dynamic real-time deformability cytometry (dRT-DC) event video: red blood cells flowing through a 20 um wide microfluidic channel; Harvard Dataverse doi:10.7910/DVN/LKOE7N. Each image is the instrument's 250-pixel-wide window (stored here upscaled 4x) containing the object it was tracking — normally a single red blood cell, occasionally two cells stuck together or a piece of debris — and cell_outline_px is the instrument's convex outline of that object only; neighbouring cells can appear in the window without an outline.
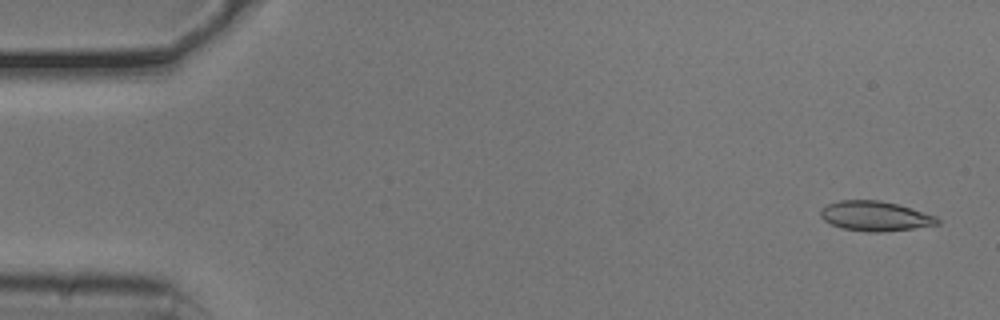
{"species": "common noctule bat (a hibernating species)", "species_latin": "Nyctalus noctula", "temperature_condition": "cold", "stored_images_in_passage": 53, "camera_frame_rate_fps": 3000, "um_per_image_px": 0.085, "animal": {"sex": "male", "body_mass_g": 20.5, "forearm_length_mm": 52.5}, "frame": {"image": 1, "passage_image": 2, "time_ms": 0.333, "image_size_px": [1000, 320], "cell_outline_px": [[940, 224], [912, 228], [880, 232], [868, 232], [844, 228], [832, 224], [824, 220], [820, 216], [820, 212], [828, 204], [840, 200], [880, 200], [912, 208], [936, 216], [940, 220]], "centroid_in_image_um": [74.41, 18.36], "position_along_channel_um": 10.6, "area_um2": 20.06}}
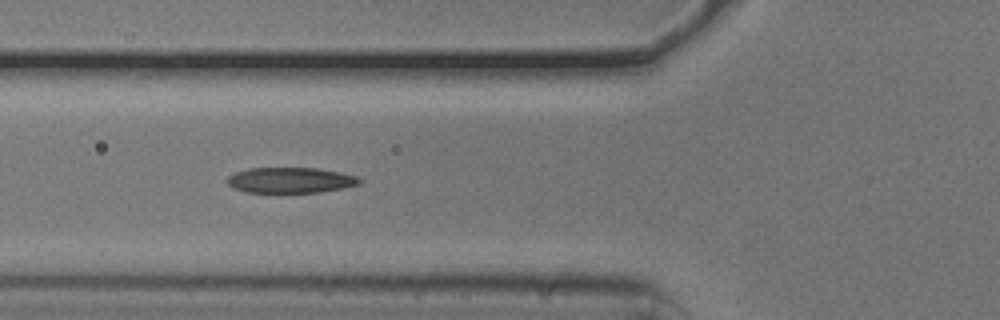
{"frame": {"image": 2, "passage_image": 19, "time_ms": 6.0, "image_size_px": [1000, 320], "cell_outline_px": [[364, 180], [360, 184], [320, 192], [244, 192], [232, 188], [228, 184], [228, 176], [236, 172], [248, 168], [316, 168], [340, 172], [356, 176]], "centroid_in_image_um": [24.68, 15.31], "position_along_channel_um": 101.1, "area_um2": 19.65}}
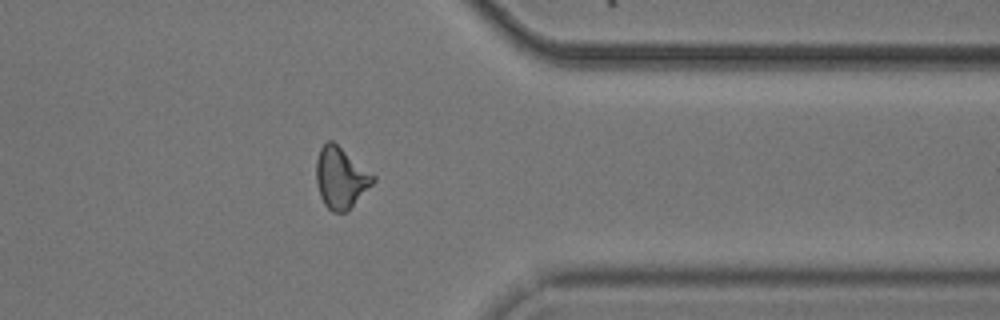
{"frame": {"image": 3, "passage_image": 42, "time_ms": 13.667, "image_size_px": [1000, 320], "cell_outline_px": [[376, 180], [348, 212], [332, 212], [324, 204], [320, 196], [316, 184], [316, 160], [320, 148], [328, 140], [332, 140], [376, 176]], "centroid_in_image_um": [28.96, 15.13], "position_along_channel_um": 382.4, "area_um2": 20.4}, "authors_computed_cell_mechanics": {"area_um2": 19.941, "velocity_mm_per_s": 3.7932, "shape_relaxation_time_tau1_ms": 5.2184, "shape_relaxation_time_tau2_ms": 3.1363, "deformation_change_tau1": 0.1609, "deformation_change_tau2": 0.1118}}